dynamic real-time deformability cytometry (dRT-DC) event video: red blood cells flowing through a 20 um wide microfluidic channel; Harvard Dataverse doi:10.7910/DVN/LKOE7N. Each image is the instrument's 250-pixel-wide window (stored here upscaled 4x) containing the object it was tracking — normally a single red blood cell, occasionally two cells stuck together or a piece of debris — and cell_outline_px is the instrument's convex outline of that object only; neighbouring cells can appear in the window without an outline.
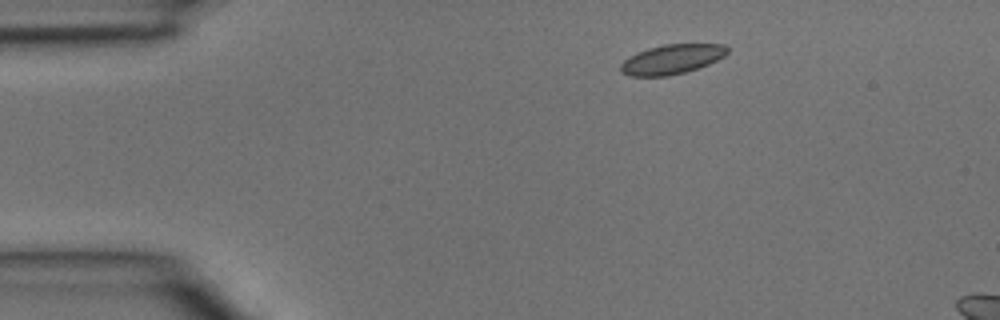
{"species": "common noctule bat (a hibernating species)", "species_latin": "Nyctalus noctula", "temperature_condition": "room temperature", "stored_images_in_passage": 3, "segment_of_instrument_passage": [1, 2], "camera_frame_rate_fps": 3000, "um_per_image_px": 0.085, "animal": {"sex": "male", "body_mass_g": 15.6}, "frame": {"image": 1, "passage_image": 1, "time_ms": 0.0, "image_size_px": [1000, 320], "cell_outline_px": [[728, 52], [724, 56], [708, 64], [684, 72], [668, 76], [628, 76], [620, 72], [620, 64], [624, 60], [648, 48], [664, 44], [724, 44], [728, 48]], "centroid_in_image_um": [57.1, 5.04], "position_along_channel_um": 27.9, "area_um2": 18.21}}